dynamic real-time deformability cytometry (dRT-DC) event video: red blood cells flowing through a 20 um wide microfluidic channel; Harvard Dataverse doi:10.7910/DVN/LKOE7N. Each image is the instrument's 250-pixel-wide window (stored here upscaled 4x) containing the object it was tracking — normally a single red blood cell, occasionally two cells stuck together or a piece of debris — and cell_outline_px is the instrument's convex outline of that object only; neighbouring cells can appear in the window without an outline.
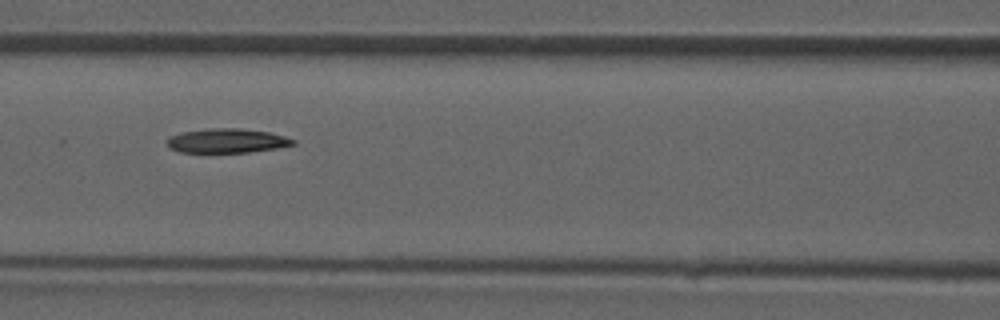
{"species": "common noctule bat (a hibernating species)", "species_latin": "Nyctalus noctula", "temperature_condition": "room temperature", "stored_images_in_passage": 48, "camera_frame_rate_fps": 3000, "um_per_image_px": 0.085, "animal": {"sex": "male", "forearm_length_mm": 52.5}, "frame": {"image": 1, "passage_image": 21, "time_ms": 6.667, "image_size_px": [1000, 320], "cell_outline_px": [[296, 144], [276, 148], [248, 152], [180, 152], [168, 148], [164, 140], [168, 136], [184, 132], [212, 128], [240, 128], [268, 132], [284, 136], [296, 140]], "centroid_in_image_um": [19.24, 11.96], "position_along_channel_um": 147.4, "area_um2": 17.86}}